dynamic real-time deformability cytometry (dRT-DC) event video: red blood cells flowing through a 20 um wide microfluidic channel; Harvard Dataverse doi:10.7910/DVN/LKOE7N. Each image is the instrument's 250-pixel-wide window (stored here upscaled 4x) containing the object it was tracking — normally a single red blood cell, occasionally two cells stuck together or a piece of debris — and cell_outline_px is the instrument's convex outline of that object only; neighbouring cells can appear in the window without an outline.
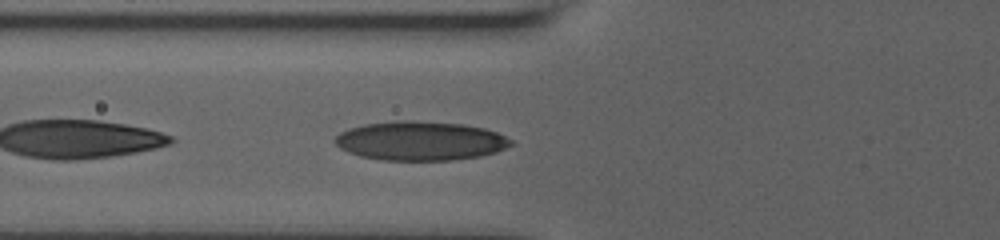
{"species": "human", "species_latin": "Homo sapiens", "temperature_condition": "room temperature", "stored_images_in_passage": 38, "camera_frame_rate_fps": 3000, "um_per_image_px": 0.085, "donor": {"sex": "male"}, "frame": {"image": 1, "passage_image": 3, "time_ms": 0.667, "image_size_px": [1000, 240], "cell_outline_px": [[516, 144], [496, 152], [480, 156], [452, 160], [380, 160], [360, 156], [348, 152], [340, 148], [332, 140], [340, 132], [348, 128], [364, 124], [396, 120], [412, 120], [464, 124], [484, 128], [496, 132], [512, 140]], "centroid_in_image_um": [35.72, 11.97], "position_along_channel_um": 90.1, "area_um2": 40.4}}
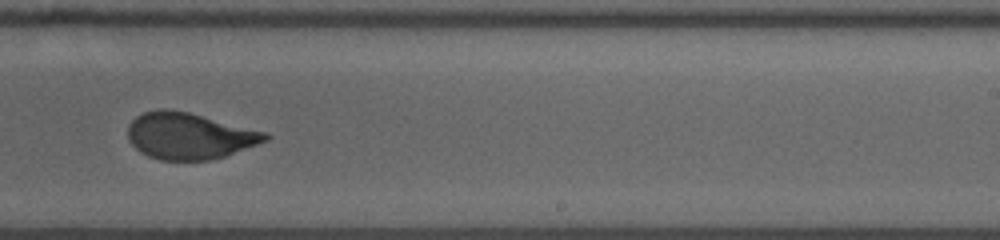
{"frame": {"image": 2, "passage_image": 18, "time_ms": 5.667, "image_size_px": [1000, 240], "cell_outline_px": [[272, 136], [268, 140], [224, 156], [208, 160], [160, 160], [148, 156], [140, 152], [128, 140], [128, 124], [136, 116], [144, 112], [160, 108], [168, 108], [188, 112], [268, 132]], "centroid_in_image_um": [16.08, 11.54], "position_along_channel_um": 272.9, "area_um2": 37.28}}
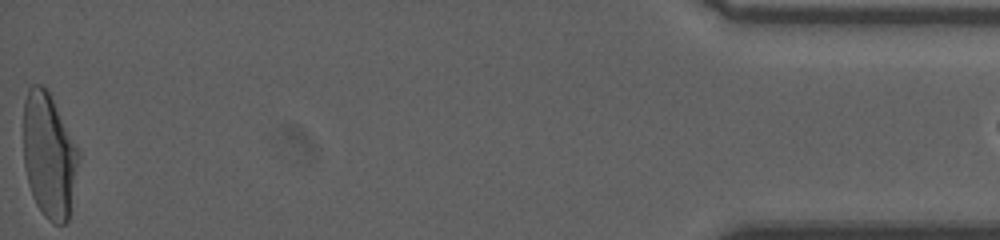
{"frame": {"image": 3, "passage_image": 38, "time_ms": 12.333, "image_size_px": [1000, 240], "cell_outline_px": [[80, 156], [68, 220], [64, 224], [56, 224], [48, 220], [44, 216], [36, 204], [32, 196], [28, 184], [24, 164], [24, 100], [28, 88], [32, 84], [40, 84], [48, 88], [80, 152]], "centroid_in_image_um": [4.17, 13.19], "position_along_channel_um": 431.0, "area_um2": 40.46}, "authors_computed_cell_mechanics": {"area_um2": 38.1769, "velocity_mm_per_s": 3.6487, "shape_relaxation_time_tau1_ms": 4.943, "shape_relaxation_time_tau2_ms": 0.8306, "deformation_change_tau1": 0.1737, "deformation_change_tau2": 0.0671}}